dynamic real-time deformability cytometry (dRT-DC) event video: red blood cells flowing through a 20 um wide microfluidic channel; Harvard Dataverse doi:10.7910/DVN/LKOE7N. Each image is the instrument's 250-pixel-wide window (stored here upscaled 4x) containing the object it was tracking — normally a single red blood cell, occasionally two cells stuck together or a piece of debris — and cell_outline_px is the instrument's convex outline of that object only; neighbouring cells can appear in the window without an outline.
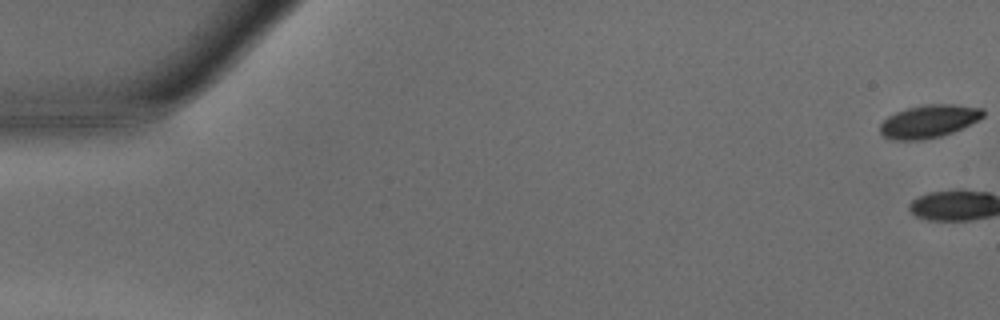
{"species": "common noctule bat (a hibernating species)", "species_latin": "Nyctalus noctula", "temperature_condition": "warm", "stored_images_in_passage": 2, "camera_frame_rate_fps": 3000, "um_per_image_px": 0.085, "animal": {"sex": "male", "body_mass_g": 15.6}, "frame": {"image": 1, "passage_image": 1, "time_ms": 0.0, "image_size_px": [1000, 320], "cell_outline_px": [[984, 116], [952, 132], [940, 136], [920, 140], [896, 140], [884, 136], [880, 132], [880, 124], [888, 116], [896, 112], [908, 108], [924, 104], [952, 104], [984, 108]], "centroid_in_image_um": [78.93, 10.3], "position_along_channel_um": 6.1, "area_um2": 19.48}}